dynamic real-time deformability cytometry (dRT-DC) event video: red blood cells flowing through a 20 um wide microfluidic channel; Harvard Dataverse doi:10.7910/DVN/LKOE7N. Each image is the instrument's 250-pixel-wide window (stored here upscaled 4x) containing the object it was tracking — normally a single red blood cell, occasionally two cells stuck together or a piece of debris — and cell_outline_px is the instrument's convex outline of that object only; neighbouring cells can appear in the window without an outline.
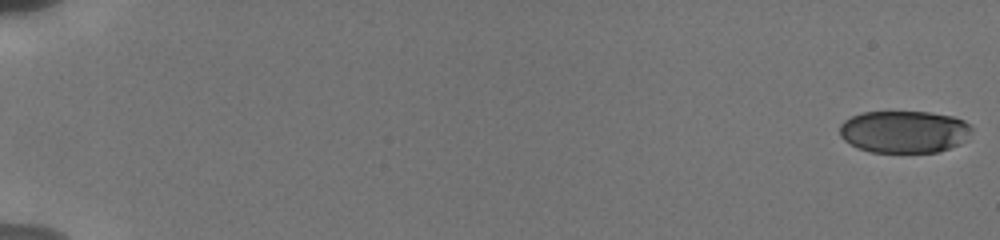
{"species": "human", "species_latin": "Homo sapiens", "temperature_condition": "cold", "stored_images_in_passage": 11, "camera_frame_rate_fps": 3000, "um_per_image_px": 0.085, "donor": {"sex": "male"}, "frame": {"image": 1, "passage_image": 1, "time_ms": 0.0, "image_size_px": [1000, 240], "cell_outline_px": [[972, 132], [960, 144], [940, 152], [872, 152], [860, 148], [844, 140], [840, 136], [840, 124], [844, 120], [852, 116], [864, 112], [928, 112], [952, 116], [964, 120], [972, 128]], "centroid_in_image_um": [76.87, 11.19], "position_along_channel_um": 8.1, "area_um2": 32.48}}
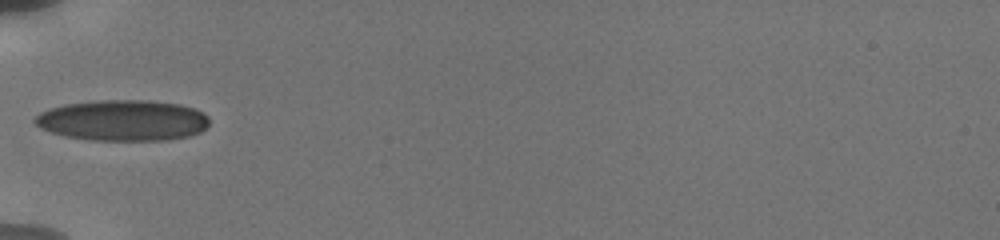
{"frame": {"image": 2, "passage_image": 10, "time_ms": 7.0, "image_size_px": [1000, 240], "cell_outline_px": [[208, 124], [200, 132], [188, 136], [168, 140], [88, 140], [64, 136], [40, 128], [32, 120], [40, 112], [48, 108], [64, 104], [96, 100], [152, 100], [180, 104], [196, 108], [204, 112], [208, 116]], "centroid_in_image_um": [10.43, 10.22], "position_along_channel_um": 74.6, "area_um2": 41.96}}
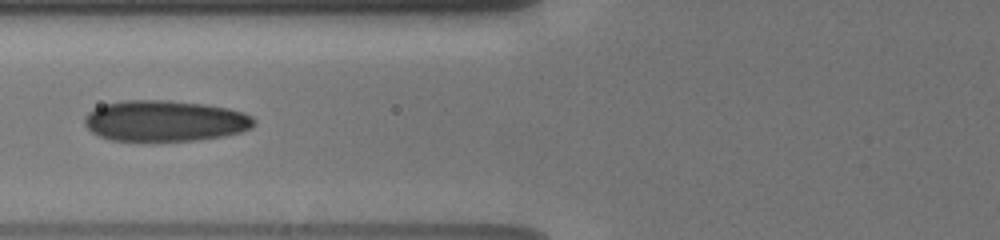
{"frame": {"image": 3, "passage_image": 11, "time_ms": 8.0, "image_size_px": [1000, 240], "cell_outline_px": [[256, 124], [252, 128], [240, 132], [224, 136], [196, 140], [108, 140], [92, 132], [84, 124], [84, 116], [88, 112], [104, 104], [124, 100], [168, 100], [204, 104], [228, 108], [244, 112], [252, 116], [256, 120]], "centroid_in_image_um": [14.04, 10.26], "position_along_channel_um": 111.8, "area_um2": 40.52}}